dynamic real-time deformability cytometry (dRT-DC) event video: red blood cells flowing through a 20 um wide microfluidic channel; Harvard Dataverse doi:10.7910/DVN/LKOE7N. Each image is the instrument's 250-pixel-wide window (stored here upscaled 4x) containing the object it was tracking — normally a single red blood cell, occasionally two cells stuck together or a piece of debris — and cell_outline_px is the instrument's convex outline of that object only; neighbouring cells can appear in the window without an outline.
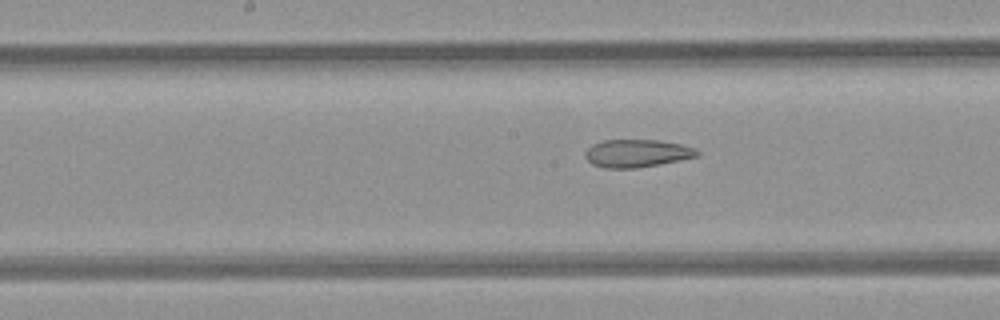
{"species": "common noctule bat (a hibernating species)", "species_latin": "Nyctalus noctula", "temperature_condition": "room temperature", "stored_images_in_passage": 8, "camera_frame_rate_fps": 3000, "um_per_image_px": 0.085, "animal": {"sex": "female", "body_mass_g": 21.9}, "frame": {"image": 1, "passage_image": 8, "time_ms": 8.333, "image_size_px": [1000, 320], "cell_outline_px": [[700, 152], [696, 156], [636, 168], [604, 168], [592, 164], [584, 156], [584, 152], [592, 144], [604, 140], [656, 140], [680, 144], [696, 148]], "centroid_in_image_um": [54.08, 13.02], "position_along_channel_um": 194.1, "area_um2": 17.86}}